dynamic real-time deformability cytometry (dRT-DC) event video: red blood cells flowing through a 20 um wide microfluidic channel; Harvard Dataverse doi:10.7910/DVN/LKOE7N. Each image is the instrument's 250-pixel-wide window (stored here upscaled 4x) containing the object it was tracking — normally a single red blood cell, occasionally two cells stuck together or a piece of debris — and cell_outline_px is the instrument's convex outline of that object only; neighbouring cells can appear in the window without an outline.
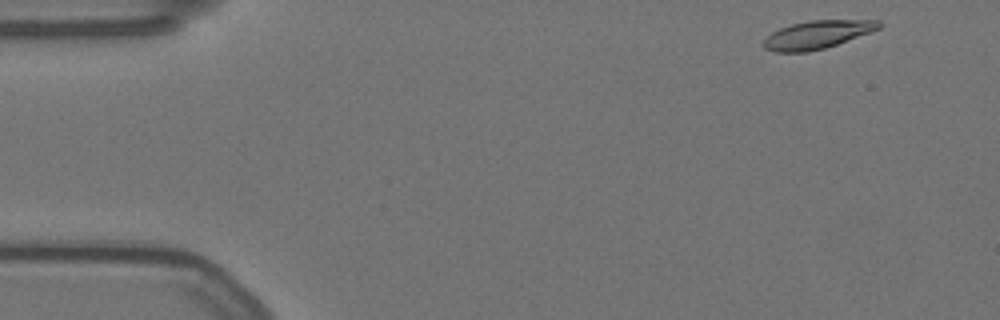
{"species": "Egyptian fruit bat (a non-hibernating species)", "species_latin": "Rousettus aegyptiacus", "temperature_condition": "warm", "stored_images_in_passage": 54, "camera_frame_rate_fps": 3000, "um_per_image_px": 0.085, "animal": {"sex": "female"}, "frame": {"image": 1, "passage_image": 1, "time_ms": 0.0, "image_size_px": [1000, 320], "cell_outline_px": [[884, 24], [880, 28], [872, 32], [824, 48], [808, 52], [776, 52], [764, 48], [764, 40], [772, 32], [780, 28], [792, 24], [808, 20], [880, 20]], "centroid_in_image_um": [69.51, 2.93], "position_along_channel_um": 15.5, "area_um2": 18.84}}
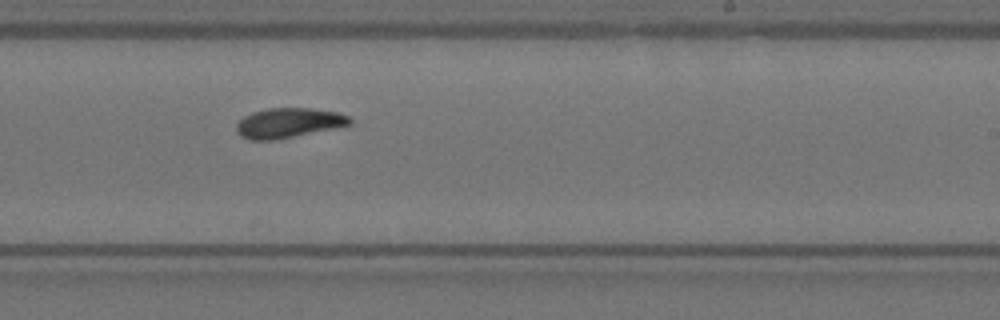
{"frame": {"image": 2, "passage_image": 31, "time_ms": 10.0, "image_size_px": [1000, 320], "cell_outline_px": [[352, 124], [276, 140], [248, 140], [240, 136], [236, 132], [236, 124], [244, 116], [252, 112], [268, 108], [312, 108], [336, 112], [348, 116], [352, 120]], "centroid_in_image_um": [24.48, 10.45], "position_along_channel_um": 264.5, "area_um2": 19.71}}
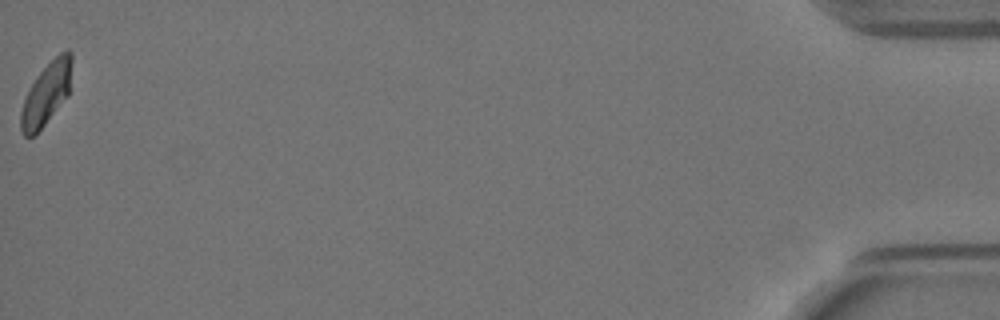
{"frame": {"image": 3, "passage_image": 54, "time_ms": 17.667, "image_size_px": [1000, 320], "cell_outline_px": [[72, 60], [68, 96], [44, 124], [32, 136], [24, 136], [20, 128], [20, 112], [28, 88], [36, 76], [60, 52], [68, 48], [72, 52]], "centroid_in_image_um": [3.93, 7.94], "position_along_channel_um": 431.3, "area_um2": 18.32}, "authors_computed_cell_mechanics": {"area_um2": 19.4786, "velocity_mm_per_s": 3.5056, "shape_relaxation_time_tau1_ms": 6.4657, "shape_relaxation_time_tau2_ms": 4.3235, "deformation_change_tau1": 0.1729, "deformation_change_tau2": 0.0761}}